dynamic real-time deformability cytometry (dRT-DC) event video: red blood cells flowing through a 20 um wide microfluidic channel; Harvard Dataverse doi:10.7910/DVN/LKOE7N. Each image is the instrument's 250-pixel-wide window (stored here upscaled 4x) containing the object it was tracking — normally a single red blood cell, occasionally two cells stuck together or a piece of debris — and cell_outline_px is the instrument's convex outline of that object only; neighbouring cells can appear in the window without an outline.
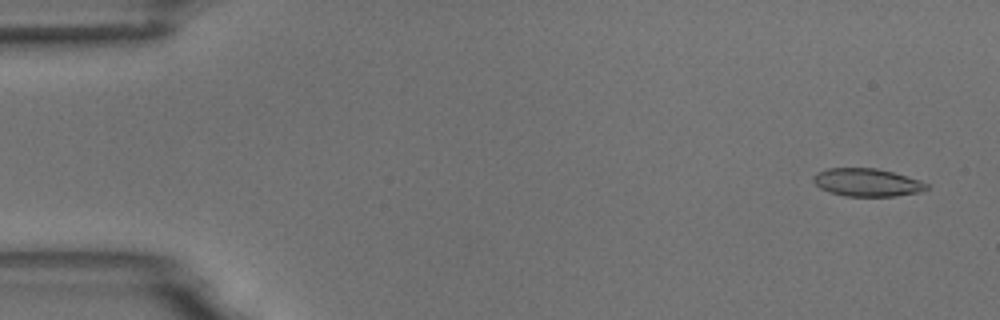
{"species": "common noctule bat (a hibernating species)", "species_latin": "Nyctalus noctula", "temperature_condition": "room temperature", "stored_images_in_passage": 5, "camera_frame_rate_fps": 3000, "um_per_image_px": 0.085, "animal": {"sex": "male", "body_mass_g": 18.8}, "frame": {"image": 1, "passage_image": 1, "time_ms": 0.0, "image_size_px": [1000, 320], "cell_outline_px": [[928, 188], [920, 192], [896, 196], [844, 196], [828, 192], [820, 188], [812, 180], [812, 176], [816, 172], [828, 168], [876, 168], [892, 172], [920, 180], [928, 184]], "centroid_in_image_um": [73.66, 15.51], "position_along_channel_um": 11.3, "area_um2": 18.5}}
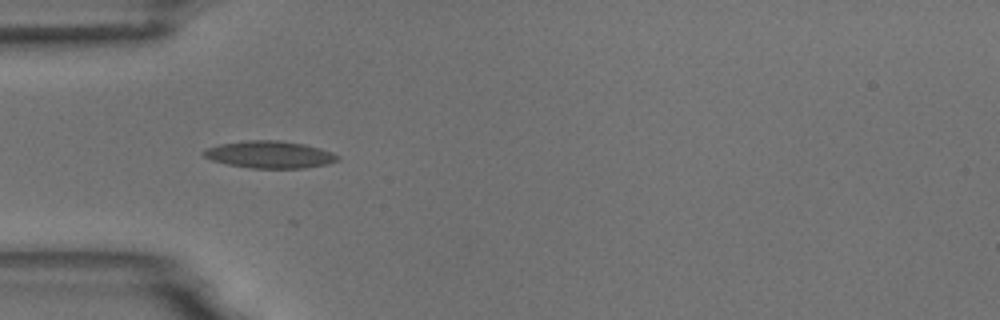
{"frame": {"image": 2, "passage_image": 5, "time_ms": 4.667, "image_size_px": [1000, 320], "cell_outline_px": [[340, 160], [328, 164], [304, 168], [252, 168], [228, 164], [212, 160], [204, 156], [200, 152], [204, 148], [220, 144], [244, 140], [280, 140], [304, 144], [320, 148], [332, 152], [340, 156]], "centroid_in_image_um": [22.92, 13.13], "position_along_channel_um": 62.1, "area_um2": 21.39}}